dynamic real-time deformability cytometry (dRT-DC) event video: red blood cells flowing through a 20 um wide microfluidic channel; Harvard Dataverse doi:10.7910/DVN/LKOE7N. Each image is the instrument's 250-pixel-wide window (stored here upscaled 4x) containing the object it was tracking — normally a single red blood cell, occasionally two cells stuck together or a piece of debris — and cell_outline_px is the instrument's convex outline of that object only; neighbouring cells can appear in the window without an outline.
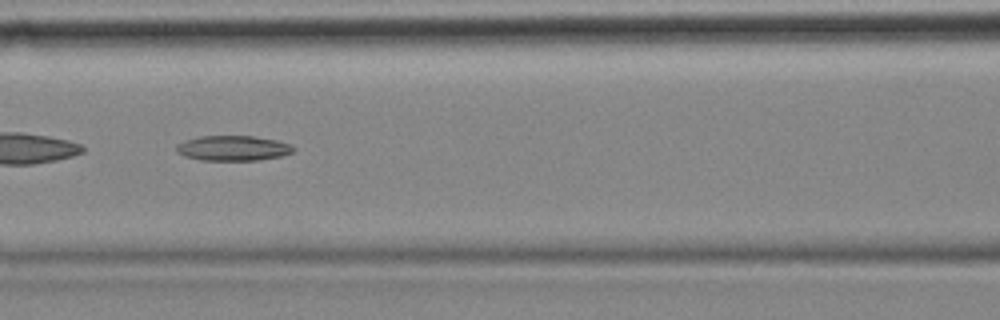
{"species": "common noctule bat (a hibernating species)", "species_latin": "Nyctalus noctula", "temperature_condition": "cold", "stored_images_in_passage": 8, "camera_frame_rate_fps": 3000, "um_per_image_px": 0.085, "animal": {"sex": "female", "body_mass_g": 18.4}, "frame": {"image": 1, "passage_image": 6, "time_ms": 1.667, "image_size_px": [1000, 320], "cell_outline_px": [[296, 148], [292, 152], [280, 156], [256, 160], [200, 160], [184, 156], [176, 152], [176, 144], [200, 136], [252, 136], [276, 140], [292, 144]], "centroid_in_image_um": [19.81, 12.59], "position_along_channel_um": 146.8, "area_um2": 17.05}}
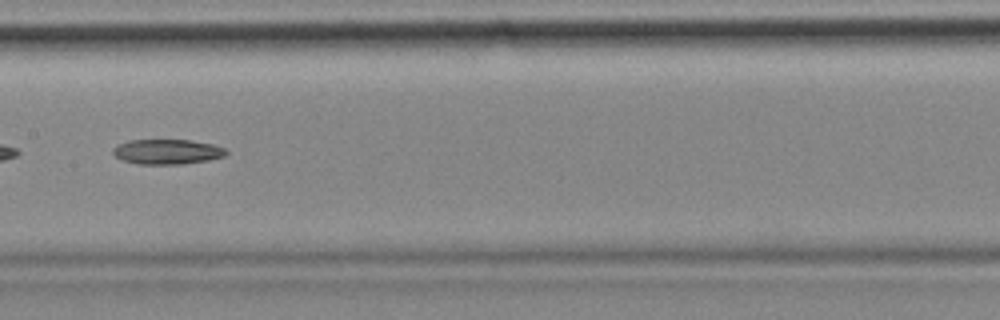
{"frame": {"image": 2, "passage_image": 7, "time_ms": 2.0, "image_size_px": [1000, 320], "cell_outline_px": [[228, 152], [224, 156], [208, 160], [180, 164], [140, 164], [124, 160], [116, 156], [112, 152], [112, 148], [116, 144], [128, 140], [188, 140], [212, 144], [224, 148]], "centroid_in_image_um": [14.18, 12.89], "position_along_channel_um": 193.2, "area_um2": 16.36}}